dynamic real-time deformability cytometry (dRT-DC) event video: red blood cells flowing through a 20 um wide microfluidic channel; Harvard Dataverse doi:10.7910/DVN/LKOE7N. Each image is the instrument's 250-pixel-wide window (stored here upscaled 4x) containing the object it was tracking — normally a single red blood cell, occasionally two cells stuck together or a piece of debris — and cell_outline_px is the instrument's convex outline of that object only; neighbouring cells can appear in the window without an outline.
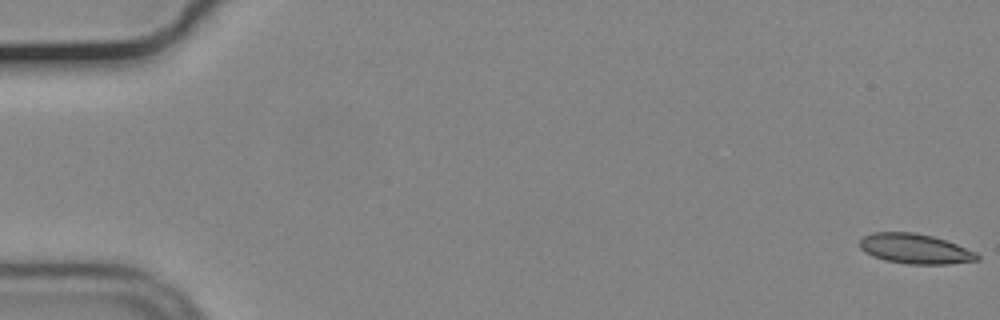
{"species": "common noctule bat (a hibernating species)", "species_latin": "Nyctalus noctula", "temperature_condition": "cold", "stored_images_in_passage": 56, "camera_frame_rate_fps": 3000, "um_per_image_px": 0.085, "animal": {"sex": "male", "body_mass_g": 19.2, "forearm_length_mm": 51.8}, "frame": {"image": 1, "passage_image": 1, "time_ms": 0.0, "image_size_px": [1000, 320], "cell_outline_px": [[980, 260], [948, 264], [908, 264], [884, 260], [872, 256], [864, 252], [860, 248], [860, 240], [864, 236], [872, 232], [912, 232], [932, 236], [956, 244], [976, 252], [980, 256]], "centroid_in_image_um": [77.77, 21.15], "position_along_channel_um": 7.2, "area_um2": 20.52}}
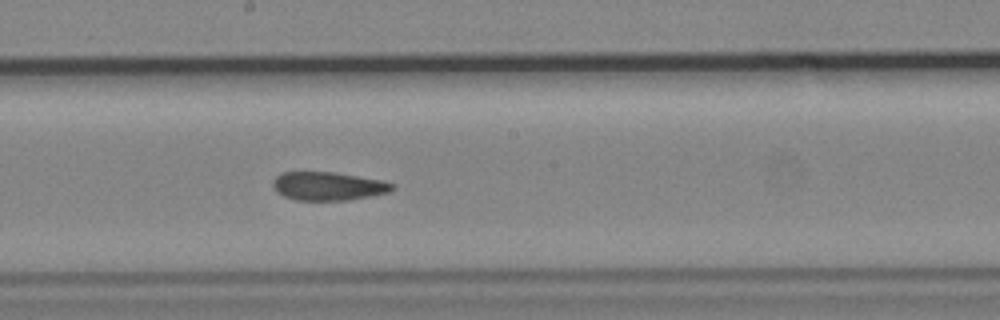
{"frame": {"image": 2, "passage_image": 31, "time_ms": 10.0, "image_size_px": [1000, 320], "cell_outline_px": [[396, 188], [388, 192], [348, 200], [296, 200], [284, 196], [276, 192], [272, 184], [272, 180], [280, 172], [336, 172], [380, 180], [396, 184]], "centroid_in_image_um": [27.87, 15.81], "position_along_channel_um": 220.3, "area_um2": 19.83}}
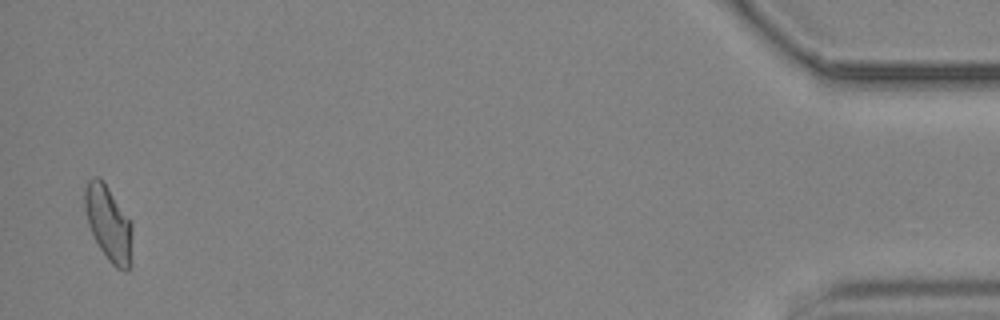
{"frame": {"image": 3, "passage_image": 55, "time_ms": 18.0, "image_size_px": [1000, 320], "cell_outline_px": [[132, 268], [128, 272], [124, 272], [116, 268], [108, 260], [100, 248], [88, 224], [84, 208], [84, 188], [88, 180], [92, 176], [100, 176], [132, 224]], "centroid_in_image_um": [9.24, 19.03], "position_along_channel_um": 426.0, "area_um2": 21.04}, "authors_computed_cell_mechanics": {"area_um2": 20.5768, "velocity_mm_per_s": 3.6856, "shape_relaxation_time_tau1_ms": null, "shape_relaxation_time_tau2_ms": 3.0793, "deformation_change_tau1": null, "deformation_change_tau2": 0.1132}}